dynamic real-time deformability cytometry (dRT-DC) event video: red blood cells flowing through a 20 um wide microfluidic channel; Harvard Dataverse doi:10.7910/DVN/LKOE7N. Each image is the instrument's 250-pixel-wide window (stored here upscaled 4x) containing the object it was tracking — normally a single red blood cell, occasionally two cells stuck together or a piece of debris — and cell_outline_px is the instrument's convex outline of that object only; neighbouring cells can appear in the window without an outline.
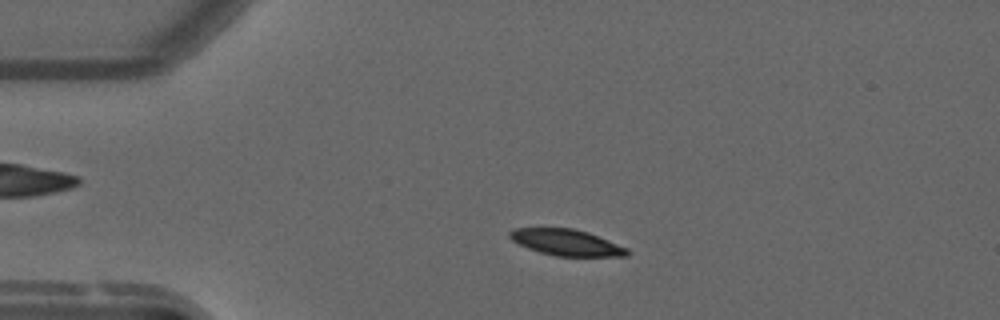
{"species": "common noctule bat (a hibernating species)", "species_latin": "Nyctalus noctula", "temperature_condition": "warm", "stored_images_in_passage": 48, "camera_frame_rate_fps": 3000, "um_per_image_px": 0.085, "animal": {"sex": "male", "forearm_length_mm": 52.5}, "frame": {"image": 1, "passage_image": 5, "time_ms": 1.333, "image_size_px": [1000, 320], "cell_outline_px": [[632, 252], [628, 256], [556, 256], [540, 252], [528, 248], [512, 240], [508, 236], [508, 232], [512, 228], [572, 228], [588, 232], [628, 248]], "centroid_in_image_um": [48.16, 20.61], "position_along_channel_um": 36.8, "area_um2": 17.98}}
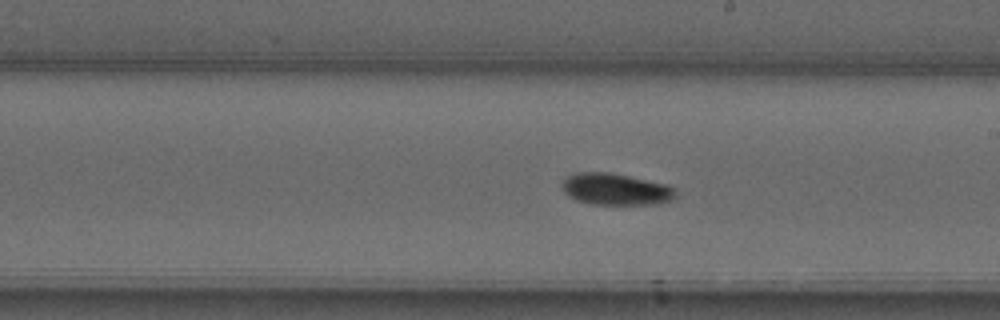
{"frame": {"image": 2, "passage_image": 24, "time_ms": 7.667, "image_size_px": [1000, 320], "cell_outline_px": [[676, 196], [672, 200], [660, 204], [592, 204], [576, 200], [568, 196], [564, 192], [560, 184], [560, 180], [564, 176], [576, 172], [608, 172], [668, 184], [676, 192]], "centroid_in_image_um": [52.28, 16.08], "position_along_channel_um": 236.7, "area_um2": 21.27}}
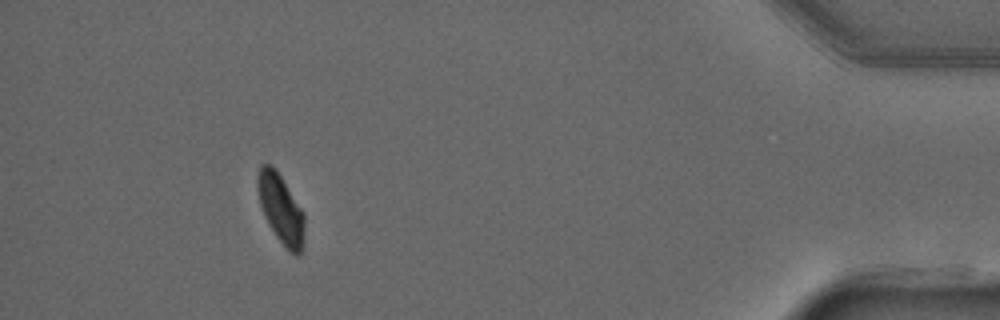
{"frame": {"image": 3, "passage_image": 43, "time_ms": 14.0, "image_size_px": [1000, 320], "cell_outline_px": [[304, 244], [300, 256], [296, 256], [288, 252], [276, 236], [268, 224], [264, 216], [260, 204], [256, 188], [256, 176], [260, 164], [272, 164], [276, 168], [304, 212]], "centroid_in_image_um": [23.86, 17.75], "position_along_channel_um": 411.3, "area_um2": 19.48}, "authors_computed_cell_mechanics": {"area_um2": 20.1722, "velocity_mm_per_s": 3.7364, "shape_relaxation_time_tau1_ms": 4.3082, "shape_relaxation_time_tau2_ms": null, "deformation_change_tau1": 0.1481, "deformation_change_tau2": null}}